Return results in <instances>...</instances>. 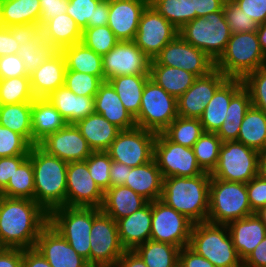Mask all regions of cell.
I'll return each instance as SVG.
<instances>
[{
  "instance_id": "8",
  "label": "cell",
  "mask_w": 266,
  "mask_h": 267,
  "mask_svg": "<svg viewBox=\"0 0 266 267\" xmlns=\"http://www.w3.org/2000/svg\"><path fill=\"white\" fill-rule=\"evenodd\" d=\"M93 207L63 206L49 213V224L90 265V237Z\"/></svg>"
},
{
  "instance_id": "21",
  "label": "cell",
  "mask_w": 266,
  "mask_h": 267,
  "mask_svg": "<svg viewBox=\"0 0 266 267\" xmlns=\"http://www.w3.org/2000/svg\"><path fill=\"white\" fill-rule=\"evenodd\" d=\"M228 78L215 69L210 74L198 77L192 86L177 98L178 116L200 118L216 90Z\"/></svg>"
},
{
  "instance_id": "69",
  "label": "cell",
  "mask_w": 266,
  "mask_h": 267,
  "mask_svg": "<svg viewBox=\"0 0 266 267\" xmlns=\"http://www.w3.org/2000/svg\"><path fill=\"white\" fill-rule=\"evenodd\" d=\"M256 33L258 36L260 47L266 56V22L258 25Z\"/></svg>"
},
{
  "instance_id": "40",
  "label": "cell",
  "mask_w": 266,
  "mask_h": 267,
  "mask_svg": "<svg viewBox=\"0 0 266 267\" xmlns=\"http://www.w3.org/2000/svg\"><path fill=\"white\" fill-rule=\"evenodd\" d=\"M31 110L32 102L0 105V124L20 134L33 146Z\"/></svg>"
},
{
  "instance_id": "12",
  "label": "cell",
  "mask_w": 266,
  "mask_h": 267,
  "mask_svg": "<svg viewBox=\"0 0 266 267\" xmlns=\"http://www.w3.org/2000/svg\"><path fill=\"white\" fill-rule=\"evenodd\" d=\"M156 137V133L137 126L121 130L106 152L113 161L138 167L154 159Z\"/></svg>"
},
{
  "instance_id": "31",
  "label": "cell",
  "mask_w": 266,
  "mask_h": 267,
  "mask_svg": "<svg viewBox=\"0 0 266 267\" xmlns=\"http://www.w3.org/2000/svg\"><path fill=\"white\" fill-rule=\"evenodd\" d=\"M148 201L124 185L110 187L104 192L101 210L116 222L144 207Z\"/></svg>"
},
{
  "instance_id": "54",
  "label": "cell",
  "mask_w": 266,
  "mask_h": 267,
  "mask_svg": "<svg viewBox=\"0 0 266 267\" xmlns=\"http://www.w3.org/2000/svg\"><path fill=\"white\" fill-rule=\"evenodd\" d=\"M223 12L232 34L257 31L258 25L234 2H225Z\"/></svg>"
},
{
  "instance_id": "22",
  "label": "cell",
  "mask_w": 266,
  "mask_h": 267,
  "mask_svg": "<svg viewBox=\"0 0 266 267\" xmlns=\"http://www.w3.org/2000/svg\"><path fill=\"white\" fill-rule=\"evenodd\" d=\"M34 248L51 267H91L49 223L41 231Z\"/></svg>"
},
{
  "instance_id": "10",
  "label": "cell",
  "mask_w": 266,
  "mask_h": 267,
  "mask_svg": "<svg viewBox=\"0 0 266 267\" xmlns=\"http://www.w3.org/2000/svg\"><path fill=\"white\" fill-rule=\"evenodd\" d=\"M178 117L177 98L149 79L143 89L137 127L162 133Z\"/></svg>"
},
{
  "instance_id": "70",
  "label": "cell",
  "mask_w": 266,
  "mask_h": 267,
  "mask_svg": "<svg viewBox=\"0 0 266 267\" xmlns=\"http://www.w3.org/2000/svg\"><path fill=\"white\" fill-rule=\"evenodd\" d=\"M260 173L266 177V151L260 153Z\"/></svg>"
},
{
  "instance_id": "67",
  "label": "cell",
  "mask_w": 266,
  "mask_h": 267,
  "mask_svg": "<svg viewBox=\"0 0 266 267\" xmlns=\"http://www.w3.org/2000/svg\"><path fill=\"white\" fill-rule=\"evenodd\" d=\"M116 267H147V265L134 250H125L118 259Z\"/></svg>"
},
{
  "instance_id": "58",
  "label": "cell",
  "mask_w": 266,
  "mask_h": 267,
  "mask_svg": "<svg viewBox=\"0 0 266 267\" xmlns=\"http://www.w3.org/2000/svg\"><path fill=\"white\" fill-rule=\"evenodd\" d=\"M234 3L257 25L266 22V0H235Z\"/></svg>"
},
{
  "instance_id": "65",
  "label": "cell",
  "mask_w": 266,
  "mask_h": 267,
  "mask_svg": "<svg viewBox=\"0 0 266 267\" xmlns=\"http://www.w3.org/2000/svg\"><path fill=\"white\" fill-rule=\"evenodd\" d=\"M131 167L112 160L110 175V187L125 185L127 180L128 172H130Z\"/></svg>"
},
{
  "instance_id": "1",
  "label": "cell",
  "mask_w": 266,
  "mask_h": 267,
  "mask_svg": "<svg viewBox=\"0 0 266 267\" xmlns=\"http://www.w3.org/2000/svg\"><path fill=\"white\" fill-rule=\"evenodd\" d=\"M49 214L34 200L0 195V247L34 248Z\"/></svg>"
},
{
  "instance_id": "66",
  "label": "cell",
  "mask_w": 266,
  "mask_h": 267,
  "mask_svg": "<svg viewBox=\"0 0 266 267\" xmlns=\"http://www.w3.org/2000/svg\"><path fill=\"white\" fill-rule=\"evenodd\" d=\"M22 267H51L48 261L35 248L23 249Z\"/></svg>"
},
{
  "instance_id": "60",
  "label": "cell",
  "mask_w": 266,
  "mask_h": 267,
  "mask_svg": "<svg viewBox=\"0 0 266 267\" xmlns=\"http://www.w3.org/2000/svg\"><path fill=\"white\" fill-rule=\"evenodd\" d=\"M29 155L0 157V192L7 186L15 170Z\"/></svg>"
},
{
  "instance_id": "35",
  "label": "cell",
  "mask_w": 266,
  "mask_h": 267,
  "mask_svg": "<svg viewBox=\"0 0 266 267\" xmlns=\"http://www.w3.org/2000/svg\"><path fill=\"white\" fill-rule=\"evenodd\" d=\"M149 74L150 79L176 98L184 94L198 78L180 67L164 65H150Z\"/></svg>"
},
{
  "instance_id": "51",
  "label": "cell",
  "mask_w": 266,
  "mask_h": 267,
  "mask_svg": "<svg viewBox=\"0 0 266 267\" xmlns=\"http://www.w3.org/2000/svg\"><path fill=\"white\" fill-rule=\"evenodd\" d=\"M243 83L250 93L252 106L266 113V66L249 73Z\"/></svg>"
},
{
  "instance_id": "41",
  "label": "cell",
  "mask_w": 266,
  "mask_h": 267,
  "mask_svg": "<svg viewBox=\"0 0 266 267\" xmlns=\"http://www.w3.org/2000/svg\"><path fill=\"white\" fill-rule=\"evenodd\" d=\"M134 251L147 267H175L179 262L180 248L168 243L148 240L138 245Z\"/></svg>"
},
{
  "instance_id": "52",
  "label": "cell",
  "mask_w": 266,
  "mask_h": 267,
  "mask_svg": "<svg viewBox=\"0 0 266 267\" xmlns=\"http://www.w3.org/2000/svg\"><path fill=\"white\" fill-rule=\"evenodd\" d=\"M31 145L18 133L0 124V157L29 155Z\"/></svg>"
},
{
  "instance_id": "7",
  "label": "cell",
  "mask_w": 266,
  "mask_h": 267,
  "mask_svg": "<svg viewBox=\"0 0 266 267\" xmlns=\"http://www.w3.org/2000/svg\"><path fill=\"white\" fill-rule=\"evenodd\" d=\"M178 34L216 62L224 53L232 33L224 12L218 11L193 19Z\"/></svg>"
},
{
  "instance_id": "27",
  "label": "cell",
  "mask_w": 266,
  "mask_h": 267,
  "mask_svg": "<svg viewBox=\"0 0 266 267\" xmlns=\"http://www.w3.org/2000/svg\"><path fill=\"white\" fill-rule=\"evenodd\" d=\"M119 239L125 250H134L150 240L152 226V202L140 210L117 221Z\"/></svg>"
},
{
  "instance_id": "34",
  "label": "cell",
  "mask_w": 266,
  "mask_h": 267,
  "mask_svg": "<svg viewBox=\"0 0 266 267\" xmlns=\"http://www.w3.org/2000/svg\"><path fill=\"white\" fill-rule=\"evenodd\" d=\"M42 32L45 42L57 51L82 41V30L67 13L47 21Z\"/></svg>"
},
{
  "instance_id": "30",
  "label": "cell",
  "mask_w": 266,
  "mask_h": 267,
  "mask_svg": "<svg viewBox=\"0 0 266 267\" xmlns=\"http://www.w3.org/2000/svg\"><path fill=\"white\" fill-rule=\"evenodd\" d=\"M124 186L131 188L148 202L159 200L162 195L163 176L155 159L144 165L132 167Z\"/></svg>"
},
{
  "instance_id": "56",
  "label": "cell",
  "mask_w": 266,
  "mask_h": 267,
  "mask_svg": "<svg viewBox=\"0 0 266 267\" xmlns=\"http://www.w3.org/2000/svg\"><path fill=\"white\" fill-rule=\"evenodd\" d=\"M29 76L18 54L0 57V79Z\"/></svg>"
},
{
  "instance_id": "18",
  "label": "cell",
  "mask_w": 266,
  "mask_h": 267,
  "mask_svg": "<svg viewBox=\"0 0 266 267\" xmlns=\"http://www.w3.org/2000/svg\"><path fill=\"white\" fill-rule=\"evenodd\" d=\"M66 182V206L101 208L104 192L91 177L86 161L68 163Z\"/></svg>"
},
{
  "instance_id": "5",
  "label": "cell",
  "mask_w": 266,
  "mask_h": 267,
  "mask_svg": "<svg viewBox=\"0 0 266 267\" xmlns=\"http://www.w3.org/2000/svg\"><path fill=\"white\" fill-rule=\"evenodd\" d=\"M189 247L215 267H243L227 225L194 223Z\"/></svg>"
},
{
  "instance_id": "39",
  "label": "cell",
  "mask_w": 266,
  "mask_h": 267,
  "mask_svg": "<svg viewBox=\"0 0 266 267\" xmlns=\"http://www.w3.org/2000/svg\"><path fill=\"white\" fill-rule=\"evenodd\" d=\"M237 142L259 153L266 151V113L251 106L240 126Z\"/></svg>"
},
{
  "instance_id": "13",
  "label": "cell",
  "mask_w": 266,
  "mask_h": 267,
  "mask_svg": "<svg viewBox=\"0 0 266 267\" xmlns=\"http://www.w3.org/2000/svg\"><path fill=\"white\" fill-rule=\"evenodd\" d=\"M193 222L163 201L152 202L150 240L168 243L180 249L189 246Z\"/></svg>"
},
{
  "instance_id": "48",
  "label": "cell",
  "mask_w": 266,
  "mask_h": 267,
  "mask_svg": "<svg viewBox=\"0 0 266 267\" xmlns=\"http://www.w3.org/2000/svg\"><path fill=\"white\" fill-rule=\"evenodd\" d=\"M86 47L101 56L107 54L118 42L108 25L87 27L82 31V41Z\"/></svg>"
},
{
  "instance_id": "28",
  "label": "cell",
  "mask_w": 266,
  "mask_h": 267,
  "mask_svg": "<svg viewBox=\"0 0 266 267\" xmlns=\"http://www.w3.org/2000/svg\"><path fill=\"white\" fill-rule=\"evenodd\" d=\"M95 113L101 114L120 130L136 127L135 119L125 109L118 94L108 81H103L94 97Z\"/></svg>"
},
{
  "instance_id": "68",
  "label": "cell",
  "mask_w": 266,
  "mask_h": 267,
  "mask_svg": "<svg viewBox=\"0 0 266 267\" xmlns=\"http://www.w3.org/2000/svg\"><path fill=\"white\" fill-rule=\"evenodd\" d=\"M109 0H102L96 7L94 14V27L108 24Z\"/></svg>"
},
{
  "instance_id": "57",
  "label": "cell",
  "mask_w": 266,
  "mask_h": 267,
  "mask_svg": "<svg viewBox=\"0 0 266 267\" xmlns=\"http://www.w3.org/2000/svg\"><path fill=\"white\" fill-rule=\"evenodd\" d=\"M11 35L18 41V44H26L29 41L39 39L42 35V26L39 23L13 25L7 27Z\"/></svg>"
},
{
  "instance_id": "55",
  "label": "cell",
  "mask_w": 266,
  "mask_h": 267,
  "mask_svg": "<svg viewBox=\"0 0 266 267\" xmlns=\"http://www.w3.org/2000/svg\"><path fill=\"white\" fill-rule=\"evenodd\" d=\"M249 203L255 213L261 207L266 206V177L261 173L246 183Z\"/></svg>"
},
{
  "instance_id": "49",
  "label": "cell",
  "mask_w": 266,
  "mask_h": 267,
  "mask_svg": "<svg viewBox=\"0 0 266 267\" xmlns=\"http://www.w3.org/2000/svg\"><path fill=\"white\" fill-rule=\"evenodd\" d=\"M102 82L98 76L72 70L65 71L64 85L79 96L95 97Z\"/></svg>"
},
{
  "instance_id": "20",
  "label": "cell",
  "mask_w": 266,
  "mask_h": 267,
  "mask_svg": "<svg viewBox=\"0 0 266 267\" xmlns=\"http://www.w3.org/2000/svg\"><path fill=\"white\" fill-rule=\"evenodd\" d=\"M38 146L47 154L63 161H85L93 152L76 124H66L62 129L48 135Z\"/></svg>"
},
{
  "instance_id": "11",
  "label": "cell",
  "mask_w": 266,
  "mask_h": 267,
  "mask_svg": "<svg viewBox=\"0 0 266 267\" xmlns=\"http://www.w3.org/2000/svg\"><path fill=\"white\" fill-rule=\"evenodd\" d=\"M90 233V266L116 267L125 252L119 239L117 222L100 208L93 207Z\"/></svg>"
},
{
  "instance_id": "16",
  "label": "cell",
  "mask_w": 266,
  "mask_h": 267,
  "mask_svg": "<svg viewBox=\"0 0 266 267\" xmlns=\"http://www.w3.org/2000/svg\"><path fill=\"white\" fill-rule=\"evenodd\" d=\"M151 59L134 43L119 41L102 56L104 81L116 76L150 75Z\"/></svg>"
},
{
  "instance_id": "61",
  "label": "cell",
  "mask_w": 266,
  "mask_h": 267,
  "mask_svg": "<svg viewBox=\"0 0 266 267\" xmlns=\"http://www.w3.org/2000/svg\"><path fill=\"white\" fill-rule=\"evenodd\" d=\"M179 263L182 267H215L210 261L198 255L189 246L180 249Z\"/></svg>"
},
{
  "instance_id": "26",
  "label": "cell",
  "mask_w": 266,
  "mask_h": 267,
  "mask_svg": "<svg viewBox=\"0 0 266 267\" xmlns=\"http://www.w3.org/2000/svg\"><path fill=\"white\" fill-rule=\"evenodd\" d=\"M244 86L242 79L228 78L214 93L199 118L204 132H217L225 121L231 98Z\"/></svg>"
},
{
  "instance_id": "43",
  "label": "cell",
  "mask_w": 266,
  "mask_h": 267,
  "mask_svg": "<svg viewBox=\"0 0 266 267\" xmlns=\"http://www.w3.org/2000/svg\"><path fill=\"white\" fill-rule=\"evenodd\" d=\"M40 17L39 0H4L3 18L6 27L39 23Z\"/></svg>"
},
{
  "instance_id": "6",
  "label": "cell",
  "mask_w": 266,
  "mask_h": 267,
  "mask_svg": "<svg viewBox=\"0 0 266 267\" xmlns=\"http://www.w3.org/2000/svg\"><path fill=\"white\" fill-rule=\"evenodd\" d=\"M252 214L245 183L211 178L207 222L227 225Z\"/></svg>"
},
{
  "instance_id": "42",
  "label": "cell",
  "mask_w": 266,
  "mask_h": 267,
  "mask_svg": "<svg viewBox=\"0 0 266 267\" xmlns=\"http://www.w3.org/2000/svg\"><path fill=\"white\" fill-rule=\"evenodd\" d=\"M0 195L8 198L34 200V170L29 157L15 170Z\"/></svg>"
},
{
  "instance_id": "32",
  "label": "cell",
  "mask_w": 266,
  "mask_h": 267,
  "mask_svg": "<svg viewBox=\"0 0 266 267\" xmlns=\"http://www.w3.org/2000/svg\"><path fill=\"white\" fill-rule=\"evenodd\" d=\"M66 124V120L47 98H35L32 102L33 145H38L48 135L62 129Z\"/></svg>"
},
{
  "instance_id": "33",
  "label": "cell",
  "mask_w": 266,
  "mask_h": 267,
  "mask_svg": "<svg viewBox=\"0 0 266 267\" xmlns=\"http://www.w3.org/2000/svg\"><path fill=\"white\" fill-rule=\"evenodd\" d=\"M93 152L107 151L121 131L101 114L93 113L76 123Z\"/></svg>"
},
{
  "instance_id": "64",
  "label": "cell",
  "mask_w": 266,
  "mask_h": 267,
  "mask_svg": "<svg viewBox=\"0 0 266 267\" xmlns=\"http://www.w3.org/2000/svg\"><path fill=\"white\" fill-rule=\"evenodd\" d=\"M19 47L18 41L11 35L7 27L0 29V57L18 54Z\"/></svg>"
},
{
  "instance_id": "25",
  "label": "cell",
  "mask_w": 266,
  "mask_h": 267,
  "mask_svg": "<svg viewBox=\"0 0 266 267\" xmlns=\"http://www.w3.org/2000/svg\"><path fill=\"white\" fill-rule=\"evenodd\" d=\"M233 245L244 261L266 236V226L256 213L227 224Z\"/></svg>"
},
{
  "instance_id": "73",
  "label": "cell",
  "mask_w": 266,
  "mask_h": 267,
  "mask_svg": "<svg viewBox=\"0 0 266 267\" xmlns=\"http://www.w3.org/2000/svg\"><path fill=\"white\" fill-rule=\"evenodd\" d=\"M225 2H234L235 0H224Z\"/></svg>"
},
{
  "instance_id": "23",
  "label": "cell",
  "mask_w": 266,
  "mask_h": 267,
  "mask_svg": "<svg viewBox=\"0 0 266 267\" xmlns=\"http://www.w3.org/2000/svg\"><path fill=\"white\" fill-rule=\"evenodd\" d=\"M149 0H109L108 26L119 41H133Z\"/></svg>"
},
{
  "instance_id": "14",
  "label": "cell",
  "mask_w": 266,
  "mask_h": 267,
  "mask_svg": "<svg viewBox=\"0 0 266 267\" xmlns=\"http://www.w3.org/2000/svg\"><path fill=\"white\" fill-rule=\"evenodd\" d=\"M154 159L163 178L195 177L206 173L200 168L192 148L170 141L163 133L157 134Z\"/></svg>"
},
{
  "instance_id": "2",
  "label": "cell",
  "mask_w": 266,
  "mask_h": 267,
  "mask_svg": "<svg viewBox=\"0 0 266 267\" xmlns=\"http://www.w3.org/2000/svg\"><path fill=\"white\" fill-rule=\"evenodd\" d=\"M28 157L34 170V201L48 214L66 206L68 163L47 154L38 145L31 146Z\"/></svg>"
},
{
  "instance_id": "38",
  "label": "cell",
  "mask_w": 266,
  "mask_h": 267,
  "mask_svg": "<svg viewBox=\"0 0 266 267\" xmlns=\"http://www.w3.org/2000/svg\"><path fill=\"white\" fill-rule=\"evenodd\" d=\"M149 79L150 75H124L108 80L133 118L140 111L142 92Z\"/></svg>"
},
{
  "instance_id": "24",
  "label": "cell",
  "mask_w": 266,
  "mask_h": 267,
  "mask_svg": "<svg viewBox=\"0 0 266 267\" xmlns=\"http://www.w3.org/2000/svg\"><path fill=\"white\" fill-rule=\"evenodd\" d=\"M66 63L61 51L44 61L30 77L31 90L35 98H46L64 85Z\"/></svg>"
},
{
  "instance_id": "44",
  "label": "cell",
  "mask_w": 266,
  "mask_h": 267,
  "mask_svg": "<svg viewBox=\"0 0 266 267\" xmlns=\"http://www.w3.org/2000/svg\"><path fill=\"white\" fill-rule=\"evenodd\" d=\"M170 141L192 148L204 133L199 118L176 117L162 132Z\"/></svg>"
},
{
  "instance_id": "3",
  "label": "cell",
  "mask_w": 266,
  "mask_h": 267,
  "mask_svg": "<svg viewBox=\"0 0 266 267\" xmlns=\"http://www.w3.org/2000/svg\"><path fill=\"white\" fill-rule=\"evenodd\" d=\"M211 175L163 178L160 200L193 223L207 222Z\"/></svg>"
},
{
  "instance_id": "4",
  "label": "cell",
  "mask_w": 266,
  "mask_h": 267,
  "mask_svg": "<svg viewBox=\"0 0 266 267\" xmlns=\"http://www.w3.org/2000/svg\"><path fill=\"white\" fill-rule=\"evenodd\" d=\"M265 66L266 56L256 31L231 34L224 53L215 62V69L227 78L242 80L249 73Z\"/></svg>"
},
{
  "instance_id": "59",
  "label": "cell",
  "mask_w": 266,
  "mask_h": 267,
  "mask_svg": "<svg viewBox=\"0 0 266 267\" xmlns=\"http://www.w3.org/2000/svg\"><path fill=\"white\" fill-rule=\"evenodd\" d=\"M41 17L39 24L43 26L47 21L67 13L69 0H39Z\"/></svg>"
},
{
  "instance_id": "72",
  "label": "cell",
  "mask_w": 266,
  "mask_h": 267,
  "mask_svg": "<svg viewBox=\"0 0 266 267\" xmlns=\"http://www.w3.org/2000/svg\"><path fill=\"white\" fill-rule=\"evenodd\" d=\"M3 7H4V0H0V29H3L6 27V24L3 18Z\"/></svg>"
},
{
  "instance_id": "36",
  "label": "cell",
  "mask_w": 266,
  "mask_h": 267,
  "mask_svg": "<svg viewBox=\"0 0 266 267\" xmlns=\"http://www.w3.org/2000/svg\"><path fill=\"white\" fill-rule=\"evenodd\" d=\"M61 53L65 58L66 70L98 76L104 81L102 56L96 54L82 42L65 47Z\"/></svg>"
},
{
  "instance_id": "17",
  "label": "cell",
  "mask_w": 266,
  "mask_h": 267,
  "mask_svg": "<svg viewBox=\"0 0 266 267\" xmlns=\"http://www.w3.org/2000/svg\"><path fill=\"white\" fill-rule=\"evenodd\" d=\"M178 35V30L150 5L143 11L134 43L151 59Z\"/></svg>"
},
{
  "instance_id": "74",
  "label": "cell",
  "mask_w": 266,
  "mask_h": 267,
  "mask_svg": "<svg viewBox=\"0 0 266 267\" xmlns=\"http://www.w3.org/2000/svg\"><path fill=\"white\" fill-rule=\"evenodd\" d=\"M175 267H182V266H181L180 263L178 262L177 265H176Z\"/></svg>"
},
{
  "instance_id": "62",
  "label": "cell",
  "mask_w": 266,
  "mask_h": 267,
  "mask_svg": "<svg viewBox=\"0 0 266 267\" xmlns=\"http://www.w3.org/2000/svg\"><path fill=\"white\" fill-rule=\"evenodd\" d=\"M23 249L0 247V267H22Z\"/></svg>"
},
{
  "instance_id": "9",
  "label": "cell",
  "mask_w": 266,
  "mask_h": 267,
  "mask_svg": "<svg viewBox=\"0 0 266 267\" xmlns=\"http://www.w3.org/2000/svg\"><path fill=\"white\" fill-rule=\"evenodd\" d=\"M260 173V153L237 141L222 142L211 178L248 183Z\"/></svg>"
},
{
  "instance_id": "50",
  "label": "cell",
  "mask_w": 266,
  "mask_h": 267,
  "mask_svg": "<svg viewBox=\"0 0 266 267\" xmlns=\"http://www.w3.org/2000/svg\"><path fill=\"white\" fill-rule=\"evenodd\" d=\"M91 177L103 192L110 188L112 159L106 151L92 152L85 160Z\"/></svg>"
},
{
  "instance_id": "15",
  "label": "cell",
  "mask_w": 266,
  "mask_h": 267,
  "mask_svg": "<svg viewBox=\"0 0 266 267\" xmlns=\"http://www.w3.org/2000/svg\"><path fill=\"white\" fill-rule=\"evenodd\" d=\"M150 65H164L182 68L197 77H203L215 70L213 61L202 50L185 41L179 34L151 60Z\"/></svg>"
},
{
  "instance_id": "63",
  "label": "cell",
  "mask_w": 266,
  "mask_h": 267,
  "mask_svg": "<svg viewBox=\"0 0 266 267\" xmlns=\"http://www.w3.org/2000/svg\"><path fill=\"white\" fill-rule=\"evenodd\" d=\"M243 267H266V236L243 261Z\"/></svg>"
},
{
  "instance_id": "53",
  "label": "cell",
  "mask_w": 266,
  "mask_h": 267,
  "mask_svg": "<svg viewBox=\"0 0 266 267\" xmlns=\"http://www.w3.org/2000/svg\"><path fill=\"white\" fill-rule=\"evenodd\" d=\"M102 0H69L67 14L83 31L87 27H94V14L97 5Z\"/></svg>"
},
{
  "instance_id": "29",
  "label": "cell",
  "mask_w": 266,
  "mask_h": 267,
  "mask_svg": "<svg viewBox=\"0 0 266 267\" xmlns=\"http://www.w3.org/2000/svg\"><path fill=\"white\" fill-rule=\"evenodd\" d=\"M46 98L58 110L67 124H76L79 120L95 113L94 97L76 95L65 85L54 90Z\"/></svg>"
},
{
  "instance_id": "19",
  "label": "cell",
  "mask_w": 266,
  "mask_h": 267,
  "mask_svg": "<svg viewBox=\"0 0 266 267\" xmlns=\"http://www.w3.org/2000/svg\"><path fill=\"white\" fill-rule=\"evenodd\" d=\"M224 0H149V5L178 31L197 17L223 11Z\"/></svg>"
},
{
  "instance_id": "37",
  "label": "cell",
  "mask_w": 266,
  "mask_h": 267,
  "mask_svg": "<svg viewBox=\"0 0 266 267\" xmlns=\"http://www.w3.org/2000/svg\"><path fill=\"white\" fill-rule=\"evenodd\" d=\"M252 106L249 91L243 86L232 98L228 107L226 118L216 132L222 142L237 141L240 126L247 111Z\"/></svg>"
},
{
  "instance_id": "47",
  "label": "cell",
  "mask_w": 266,
  "mask_h": 267,
  "mask_svg": "<svg viewBox=\"0 0 266 267\" xmlns=\"http://www.w3.org/2000/svg\"><path fill=\"white\" fill-rule=\"evenodd\" d=\"M56 52L57 50L52 45L45 42L43 35L39 39L22 44L18 49V55L29 75Z\"/></svg>"
},
{
  "instance_id": "45",
  "label": "cell",
  "mask_w": 266,
  "mask_h": 267,
  "mask_svg": "<svg viewBox=\"0 0 266 267\" xmlns=\"http://www.w3.org/2000/svg\"><path fill=\"white\" fill-rule=\"evenodd\" d=\"M221 139L215 132H204L192 147L200 168L211 174L217 166Z\"/></svg>"
},
{
  "instance_id": "71",
  "label": "cell",
  "mask_w": 266,
  "mask_h": 267,
  "mask_svg": "<svg viewBox=\"0 0 266 267\" xmlns=\"http://www.w3.org/2000/svg\"><path fill=\"white\" fill-rule=\"evenodd\" d=\"M255 213L261 219V221L265 224V226H266V206L261 207Z\"/></svg>"
},
{
  "instance_id": "46",
  "label": "cell",
  "mask_w": 266,
  "mask_h": 267,
  "mask_svg": "<svg viewBox=\"0 0 266 267\" xmlns=\"http://www.w3.org/2000/svg\"><path fill=\"white\" fill-rule=\"evenodd\" d=\"M29 76L0 79V105L33 102Z\"/></svg>"
}]
</instances>
